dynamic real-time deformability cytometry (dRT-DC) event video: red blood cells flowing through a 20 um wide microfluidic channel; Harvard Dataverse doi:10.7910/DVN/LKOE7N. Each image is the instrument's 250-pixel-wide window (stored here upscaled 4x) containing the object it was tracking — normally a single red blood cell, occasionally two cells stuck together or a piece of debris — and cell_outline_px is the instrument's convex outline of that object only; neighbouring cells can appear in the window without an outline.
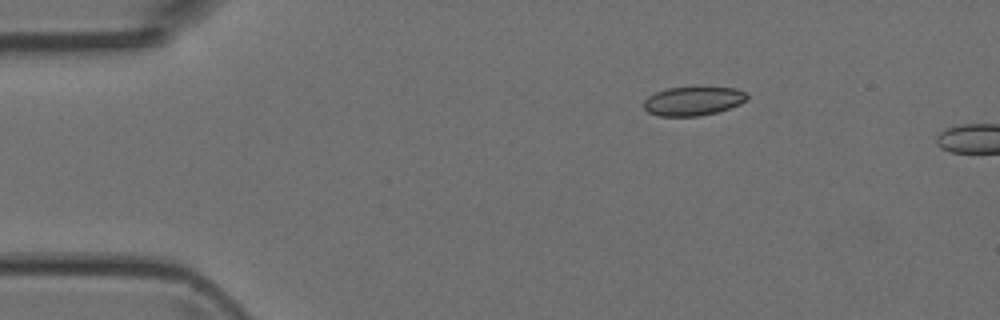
{"species": "Egyptian fruit bat (a non-hibernating species)", "species_latin": "Rousettus aegyptiacus", "temperature_condition": "room temperature", "stored_images_in_passage": 4, "camera_frame_rate_fps": 3000, "um_per_image_px": 0.085, "animal": {"sex": "female"}, "frame": {"image": 1, "passage_image": 1, "time_ms": 0.0, "image_size_px": [1000, 320], "cell_outline_px": [[748, 100], [740, 104], [716, 112], [700, 116], [660, 116], [648, 112], [644, 108], [644, 100], [648, 96], [656, 92], [668, 88], [736, 88], [744, 92], [748, 96]], "centroid_in_image_um": [58.91, 8.6], "position_along_channel_um": 26.1, "area_um2": 17.17}}
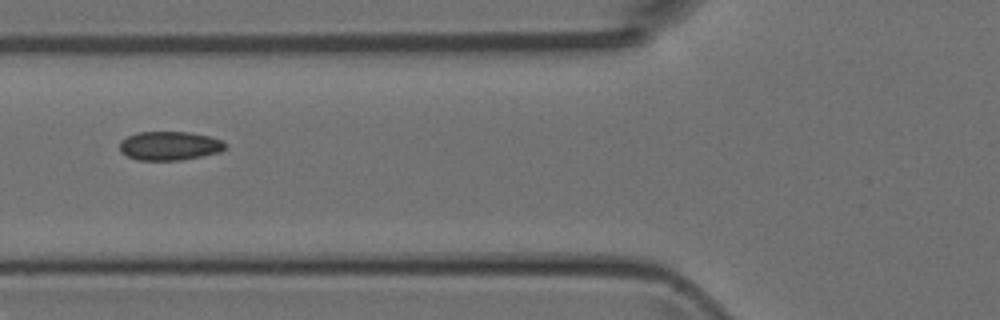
{"frame": {"image": 2, "passage_image": 4, "time_ms": 3.667, "image_size_px": [1000, 320], "cell_outline_px": [[228, 144], [220, 152], [180, 160], [136, 160], [120, 152], [120, 140], [136, 132], [192, 132], [208, 136], [220, 140]], "centroid_in_image_um": [14.38, 12.39], "position_along_channel_um": 111.4, "area_um2": 17.74}}